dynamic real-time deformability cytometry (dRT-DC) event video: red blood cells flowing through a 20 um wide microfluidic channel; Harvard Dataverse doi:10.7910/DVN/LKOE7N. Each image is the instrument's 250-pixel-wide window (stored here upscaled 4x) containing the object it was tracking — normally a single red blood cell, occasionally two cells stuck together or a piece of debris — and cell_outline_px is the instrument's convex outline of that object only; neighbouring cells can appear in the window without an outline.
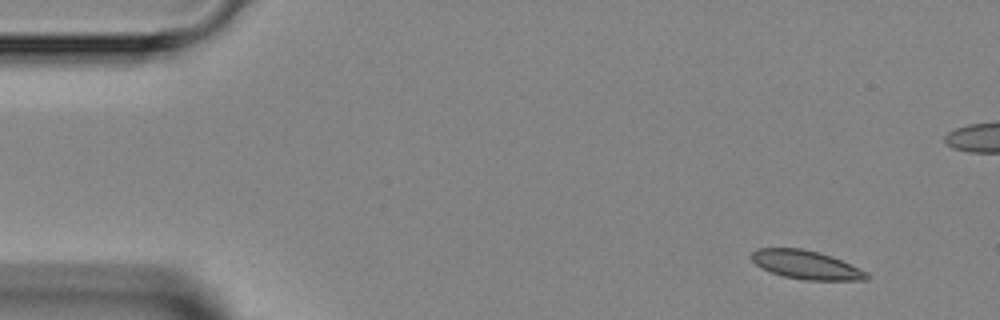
{"species": "Egyptian fruit bat (a non-hibernating species)", "species_latin": "Rousettus aegyptiacus", "temperature_condition": "room temperature", "stored_images_in_passage": 7, "segment_of_instrument_passage": [1, 2], "camera_frame_rate_fps": 3000, "um_per_image_px": 0.085, "animal": {"sex": "female"}, "frame": {"image": 1, "passage_image": 2, "time_ms": 1.333, "image_size_px": [1000, 320], "cell_outline_px": [[868, 280], [804, 280], [784, 276], [760, 268], [752, 260], [752, 252], [756, 248], [804, 248], [820, 252], [832, 256], [868, 272]], "centroid_in_image_um": [68.52, 22.5], "position_along_channel_um": 16.5, "area_um2": 19.25}}
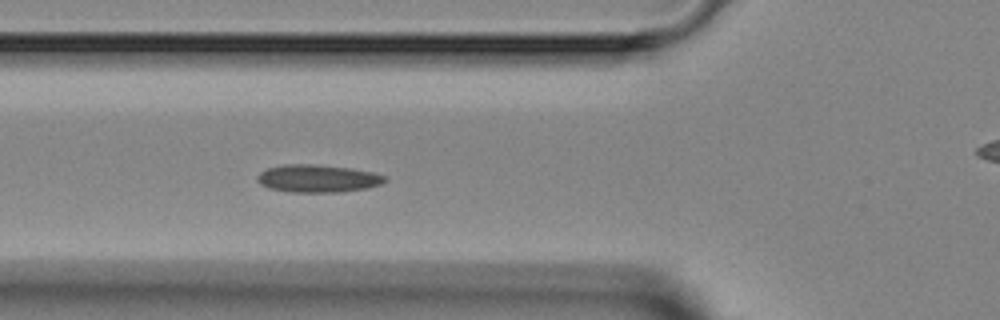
{"frame": {"image": 2, "passage_image": 6, "time_ms": 5.667, "image_size_px": [1000, 320], "cell_outline_px": [[388, 180], [380, 184], [368, 188], [340, 192], [288, 192], [268, 188], [260, 184], [256, 180], [256, 176], [260, 172], [268, 168], [284, 164], [316, 164], [348, 168], [372, 172], [384, 176]], "centroid_in_image_um": [26.96, 15.18], "position_along_channel_um": 98.8, "area_um2": 20.63}}